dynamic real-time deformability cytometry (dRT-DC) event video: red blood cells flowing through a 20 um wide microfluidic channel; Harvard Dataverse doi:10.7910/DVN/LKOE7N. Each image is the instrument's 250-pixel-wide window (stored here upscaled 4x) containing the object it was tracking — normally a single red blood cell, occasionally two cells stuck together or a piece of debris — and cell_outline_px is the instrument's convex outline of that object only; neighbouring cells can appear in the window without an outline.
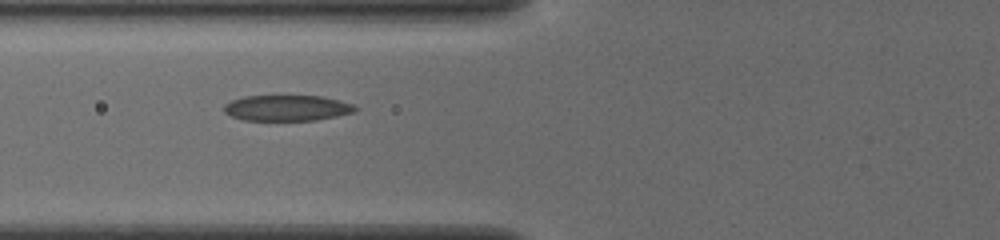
{"species": "common noctule bat (a hibernating species)", "species_latin": "Nyctalus noctula", "temperature_condition": "cold", "stored_images_in_passage": 14, "camera_frame_rate_fps": 3000, "um_per_image_px": 0.085, "animal": {"sex": "female", "body_mass_g": 19.5, "forearm_length_mm": 54.1}, "frame": {"image": 1, "passage_image": 12, "time_ms": 3.667, "image_size_px": [1000, 240], "cell_outline_px": [[360, 108], [356, 112], [316, 120], [244, 120], [232, 116], [224, 112], [224, 104], [232, 100], [244, 96], [324, 96], [356, 104]], "centroid_in_image_um": [24.47, 9.17], "position_along_channel_um": 101.3, "area_um2": 19.88}}
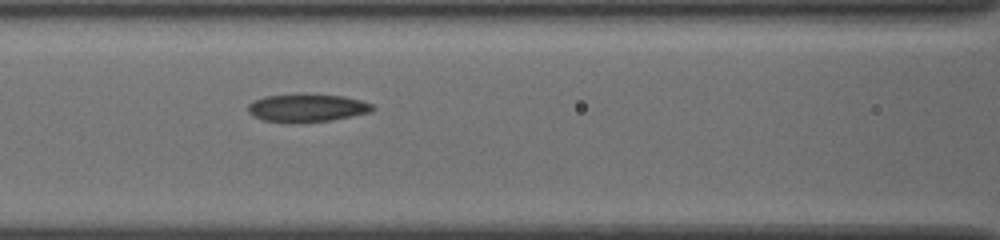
{"frame": {"image": 2, "passage_image": 14, "time_ms": 4.333, "image_size_px": [1000, 240], "cell_outline_px": [[376, 108], [372, 112], [332, 120], [264, 120], [252, 116], [248, 112], [248, 104], [252, 100], [264, 96], [296, 92], [300, 92], [344, 96], [360, 100], [372, 104]], "centroid_in_image_um": [26.1, 9.1], "position_along_channel_um": 140.5, "area_um2": 20.23}}